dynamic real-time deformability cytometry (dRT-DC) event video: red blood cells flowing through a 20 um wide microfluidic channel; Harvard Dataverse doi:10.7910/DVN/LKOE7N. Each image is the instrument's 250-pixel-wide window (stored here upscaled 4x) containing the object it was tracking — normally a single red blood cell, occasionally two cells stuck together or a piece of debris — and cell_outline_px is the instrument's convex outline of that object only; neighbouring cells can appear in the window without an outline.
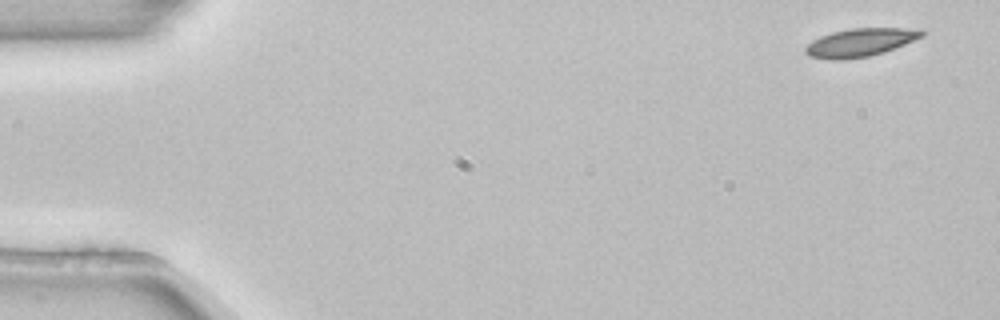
{"species": "common noctule bat (a hibernating species)", "species_latin": "Nyctalus noctula", "temperature_condition": "room temperature", "stored_images_in_passage": 3, "camera_frame_rate_fps": 3000, "um_per_image_px": 0.085, "animal": {"sex": "female", "body_mass_g": 22.7, "forearm_length_mm": 54.2}, "frame": {"image": 1, "passage_image": 1, "time_ms": 0.0, "image_size_px": [1000, 320], "cell_outline_px": [[924, 36], [884, 52], [868, 56], [844, 60], [828, 60], [808, 56], [804, 52], [804, 48], [812, 40], [820, 36], [832, 32], [852, 28], [924, 28]], "centroid_in_image_um": [73.1, 3.61], "position_along_channel_um": 11.9, "area_um2": 19.31}}